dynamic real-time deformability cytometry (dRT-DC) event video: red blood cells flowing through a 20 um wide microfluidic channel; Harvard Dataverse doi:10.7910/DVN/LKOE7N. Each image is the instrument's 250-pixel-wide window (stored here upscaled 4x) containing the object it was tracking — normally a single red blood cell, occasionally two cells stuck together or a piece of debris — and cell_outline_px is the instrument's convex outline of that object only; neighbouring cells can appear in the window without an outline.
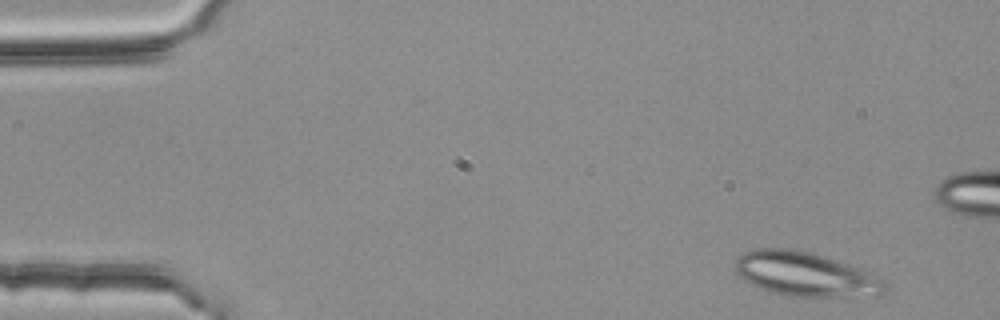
{"species": "common noctule bat (a hibernating species)", "species_latin": "Nyctalus noctula", "temperature_condition": "room temperature", "stored_images_in_passage": 49, "camera_frame_rate_fps": 3000, "um_per_image_px": 0.085, "animal": {"sex": "female", "body_mass_g": 25.1}, "frame": {"image": 1, "passage_image": 2, "time_ms": 0.333, "image_size_px": [1000, 320], "cell_outline_px": [[888, 288], [880, 296], [788, 296], [772, 292], [748, 284], [736, 272], [736, 260], [744, 252], [756, 248], [788, 248], [812, 252], [872, 272], [884, 280], [888, 284]], "centroid_in_image_um": [68.5, 23.31], "position_along_channel_um": 16.5, "area_um2": 38.84}}
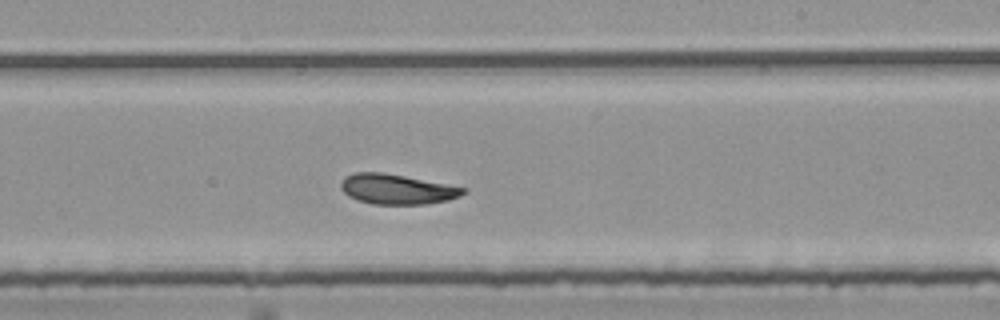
{"frame": {"image": 2, "passage_image": 30, "time_ms": 9.667, "image_size_px": [1000, 320], "cell_outline_px": [[468, 192], [460, 196], [448, 200], [424, 204], [372, 204], [356, 200], [348, 196], [340, 188], [340, 180], [344, 176], [352, 172], [380, 172], [404, 176], [468, 188]], "centroid_in_image_um": [33.71, 16.08], "position_along_channel_um": 255.3, "area_um2": 21.62}}
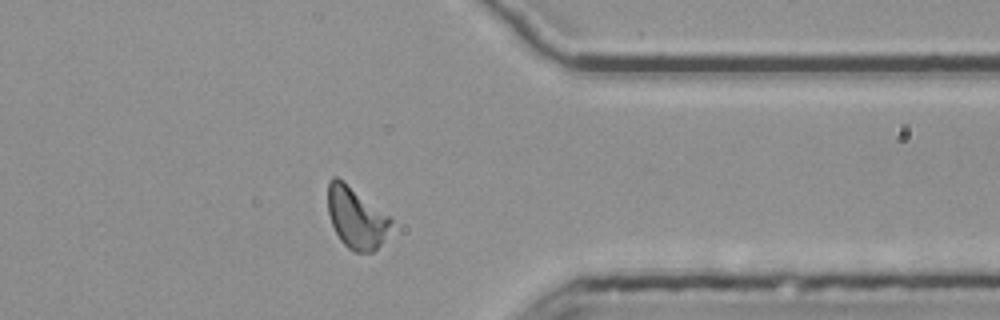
{"frame": {"image": 3, "passage_image": 41, "time_ms": 13.333, "image_size_px": [1000, 320], "cell_outline_px": [[392, 220], [380, 244], [372, 252], [352, 252], [340, 240], [332, 224], [328, 212], [328, 180], [332, 176], [336, 176], [392, 216]], "centroid_in_image_um": [30.25, 18.48], "position_along_channel_um": 381.1, "area_um2": 22.37}}